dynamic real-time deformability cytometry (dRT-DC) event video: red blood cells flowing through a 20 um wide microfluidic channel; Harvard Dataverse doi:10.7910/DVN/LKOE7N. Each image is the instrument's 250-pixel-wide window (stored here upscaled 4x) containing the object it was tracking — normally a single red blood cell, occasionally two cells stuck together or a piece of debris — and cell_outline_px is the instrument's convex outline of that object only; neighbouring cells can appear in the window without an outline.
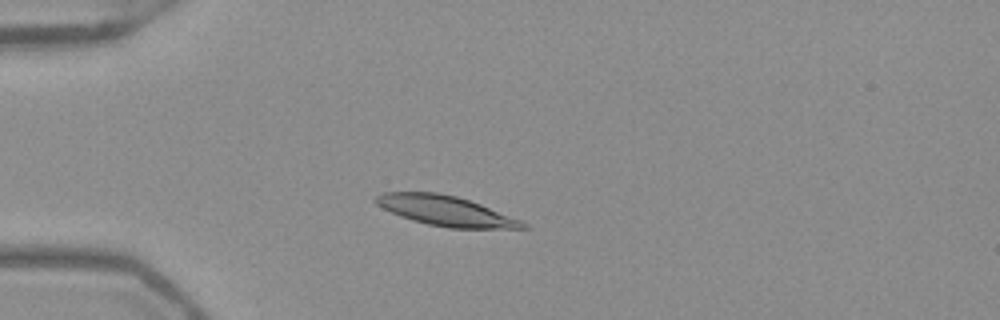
{"species": "Egyptian fruit bat (a non-hibernating species)", "species_latin": "Rousettus aegyptiacus", "temperature_condition": "warm", "stored_images_in_passage": 41, "camera_frame_rate_fps": 3000, "um_per_image_px": 0.085, "frame": {"image": 1, "passage_image": 3, "time_ms": 0.667, "image_size_px": [1000, 320], "cell_outline_px": [[532, 228], [448, 228], [428, 224], [412, 220], [400, 216], [376, 204], [372, 200], [380, 192], [436, 192], [456, 196], [480, 204], [520, 220], [528, 224]], "centroid_in_image_um": [37.85, 17.91], "position_along_channel_um": 47.1, "area_um2": 25.49}}
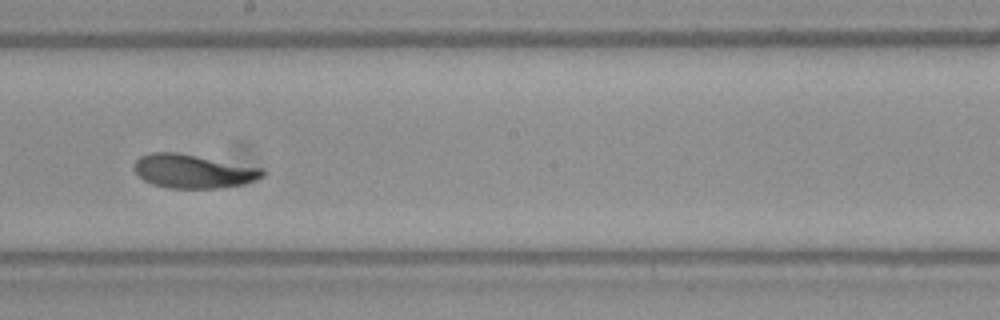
{"frame": {"image": 2, "passage_image": 19, "time_ms": 6.0, "image_size_px": [1000, 320], "cell_outline_px": [[264, 176], [244, 184], [220, 188], [168, 188], [152, 184], [144, 180], [132, 168], [136, 160], [140, 156], [152, 152], [176, 152], [264, 168]], "centroid_in_image_um": [16.41, 14.55], "position_along_channel_um": 231.8, "area_um2": 25.26}}
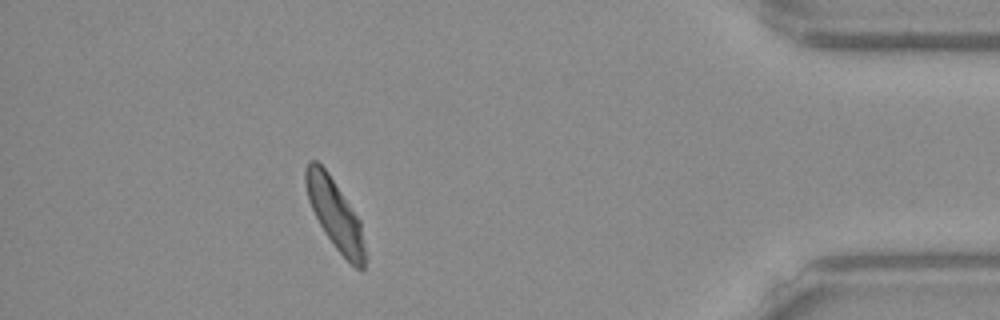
{"frame": {"image": 3, "passage_image": 36, "time_ms": 11.667, "image_size_px": [1000, 320], "cell_outline_px": [[368, 256], [364, 272], [356, 268], [332, 244], [324, 232], [308, 200], [304, 184], [304, 168], [308, 160], [316, 160], [328, 172], [360, 220]], "centroid_in_image_um": [28.5, 18.24], "position_along_channel_um": 406.7, "area_um2": 24.45}, "authors_computed_cell_mechanics": {"area_um2": 25.0274, "velocity_mm_per_s": 3.8834, "shape_relaxation_time_tau1_ms": 2.5715, "shape_relaxation_time_tau2_ms": 2.8315, "deformation_change_tau1": 0.1347, "deformation_change_tau2": 0.0386}}